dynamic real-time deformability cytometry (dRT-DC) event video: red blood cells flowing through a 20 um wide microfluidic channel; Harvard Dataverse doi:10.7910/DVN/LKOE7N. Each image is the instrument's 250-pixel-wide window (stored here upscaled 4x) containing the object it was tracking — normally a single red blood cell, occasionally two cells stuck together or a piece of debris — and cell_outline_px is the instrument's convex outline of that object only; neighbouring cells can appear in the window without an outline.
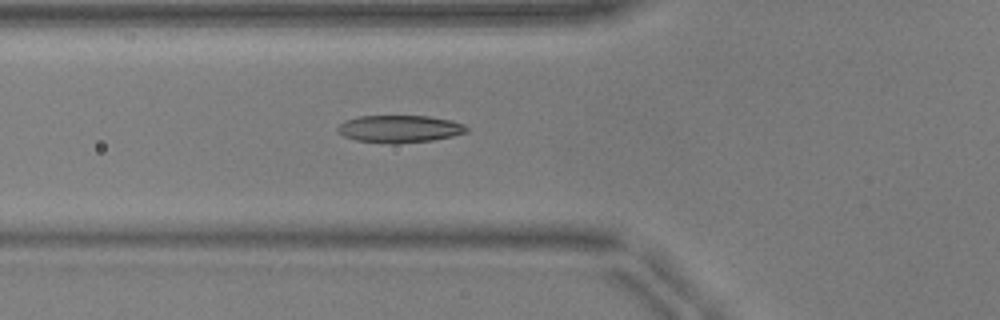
{"species": "common noctule bat (a hibernating species)", "species_latin": "Nyctalus noctula", "temperature_condition": "warm", "stored_images_in_passage": 42, "camera_frame_rate_fps": 3000, "um_per_image_px": 0.085, "animal": {"sex": "male", "body_mass_g": 17.9, "forearm_length_mm": 54.2}, "frame": {"image": 1, "passage_image": 10, "time_ms": 3.0, "image_size_px": [1000, 320], "cell_outline_px": [[468, 132], [452, 136], [432, 140], [396, 144], [392, 144], [356, 140], [344, 136], [336, 128], [344, 120], [360, 116], [428, 116], [452, 120], [464, 124], [468, 128]], "centroid_in_image_um": [33.98, 10.95], "position_along_channel_um": 91.8, "area_um2": 20.58}}
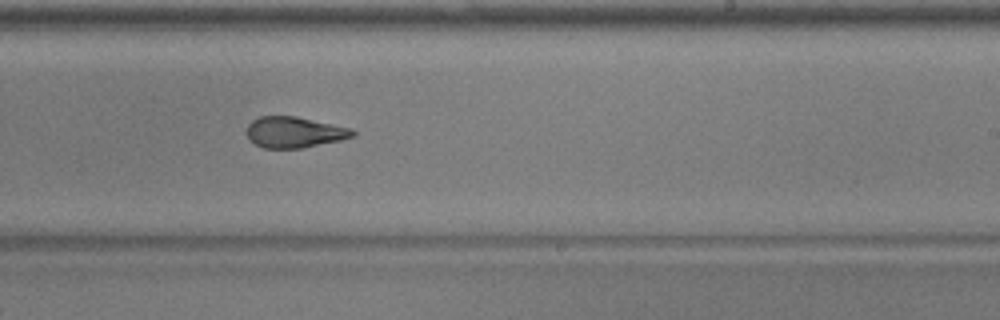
{"frame": {"image": 2, "passage_image": 23, "time_ms": 7.333, "image_size_px": [1000, 320], "cell_outline_px": [[356, 136], [340, 140], [300, 148], [264, 148], [248, 140], [244, 132], [248, 124], [252, 120], [260, 116], [296, 116], [348, 128], [356, 132]], "centroid_in_image_um": [24.94, 11.24], "position_along_channel_um": 264.1, "area_um2": 19.07}}
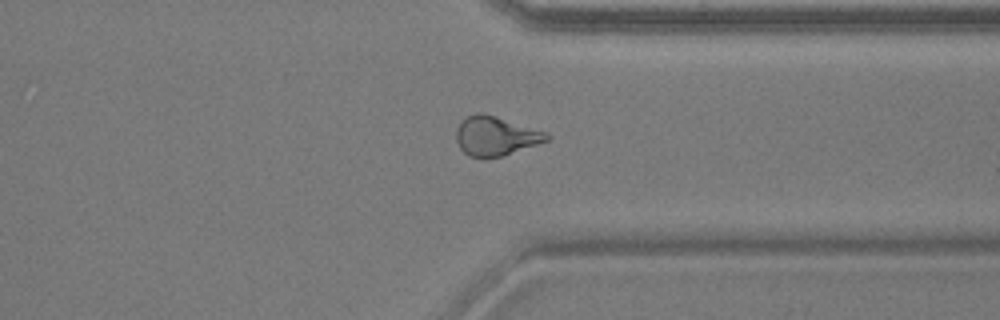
{"frame": {"image": 3, "passage_image": 31, "time_ms": 10.0, "image_size_px": [1000, 320], "cell_outline_px": [[552, 136], [548, 140], [500, 156], [484, 160], [468, 156], [460, 148], [456, 140], [456, 128], [460, 120], [476, 112], [480, 112], [548, 132]], "centroid_in_image_um": [42.08, 11.57], "position_along_channel_um": 369.3, "area_um2": 20.75}, "authors_computed_cell_mechanics": {"area_um2": 19.9121, "velocity_mm_per_s": 3.9609, "shape_relaxation_time_tau1_ms": 6.3599, "shape_relaxation_time_tau2_ms": 1.8816, "deformation_change_tau1": 0.2202, "deformation_change_tau2": 0.1094}}